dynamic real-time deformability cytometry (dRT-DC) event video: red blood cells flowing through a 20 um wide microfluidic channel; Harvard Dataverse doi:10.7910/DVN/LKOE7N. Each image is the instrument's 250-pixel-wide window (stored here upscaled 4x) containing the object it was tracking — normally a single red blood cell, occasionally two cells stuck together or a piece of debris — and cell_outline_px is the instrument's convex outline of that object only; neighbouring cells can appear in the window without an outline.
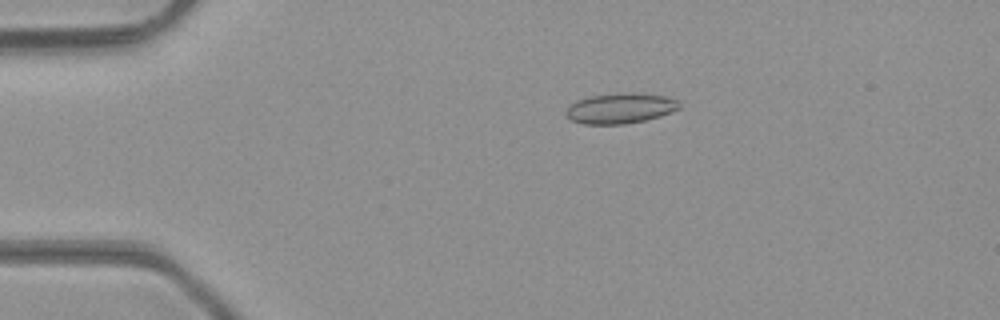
{"species": "common noctule bat (a hibernating species)", "species_latin": "Nyctalus noctula", "temperature_condition": "room temperature", "stored_images_in_passage": 48, "camera_frame_rate_fps": 3000, "um_per_image_px": 0.085, "animal": {"sex": "male", "body_mass_g": 23.1, "forearm_length_mm": 52.7}, "frame": {"image": 1, "passage_image": 10, "time_ms": 3.0, "image_size_px": [1000, 320], "cell_outline_px": [[680, 108], [672, 112], [660, 116], [644, 120], [624, 124], [584, 124], [572, 120], [564, 112], [576, 100], [592, 96], [632, 92], [664, 96], [676, 100], [680, 104]], "centroid_in_image_um": [52.74, 9.21], "position_along_channel_um": 32.3, "area_um2": 19.77}}
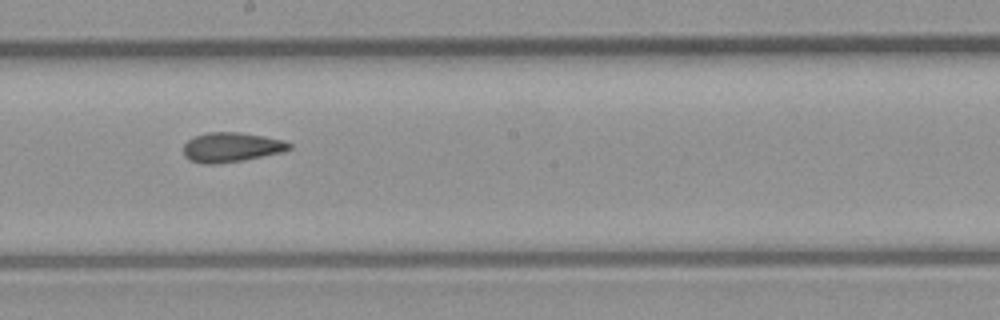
{"frame": {"image": 2, "passage_image": 27, "time_ms": 8.667, "image_size_px": [1000, 320], "cell_outline_px": [[292, 148], [284, 152], [240, 160], [216, 164], [204, 164], [192, 160], [184, 156], [184, 144], [188, 140], [196, 136], [208, 132], [240, 132], [284, 140], [292, 144]], "centroid_in_image_um": [19.69, 12.51], "position_along_channel_um": 228.5, "area_um2": 18.09}}
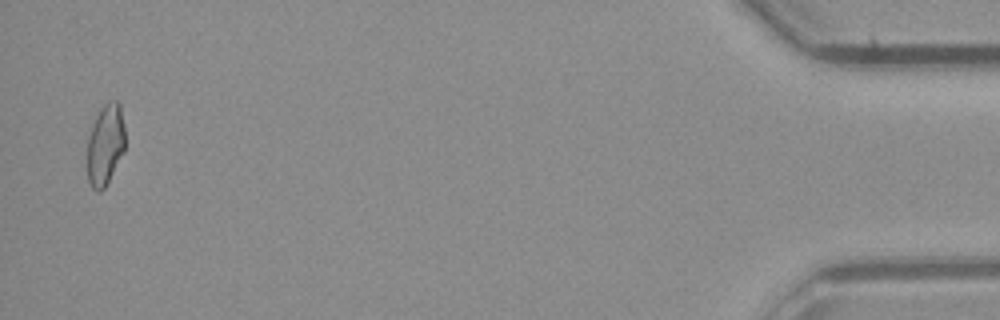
{"frame": {"image": 3, "passage_image": 47, "time_ms": 15.333, "image_size_px": [1000, 320], "cell_outline_px": [[124, 152], [104, 188], [100, 192], [96, 192], [92, 188], [88, 180], [88, 140], [92, 124], [100, 108], [108, 100], [116, 100], [120, 104], [124, 128]], "centroid_in_image_um": [8.95, 12.28], "position_along_channel_um": 426.2, "area_um2": 17.8}, "authors_computed_cell_mechanics": {"area_um2": 18.1781, "velocity_mm_per_s": 4.352, "shape_relaxation_time_tau1_ms": 10.8794, "shape_relaxation_time_tau2_ms": 2.2812, "deformation_change_tau1": 0.2016, "deformation_change_tau2": 0.0873}}